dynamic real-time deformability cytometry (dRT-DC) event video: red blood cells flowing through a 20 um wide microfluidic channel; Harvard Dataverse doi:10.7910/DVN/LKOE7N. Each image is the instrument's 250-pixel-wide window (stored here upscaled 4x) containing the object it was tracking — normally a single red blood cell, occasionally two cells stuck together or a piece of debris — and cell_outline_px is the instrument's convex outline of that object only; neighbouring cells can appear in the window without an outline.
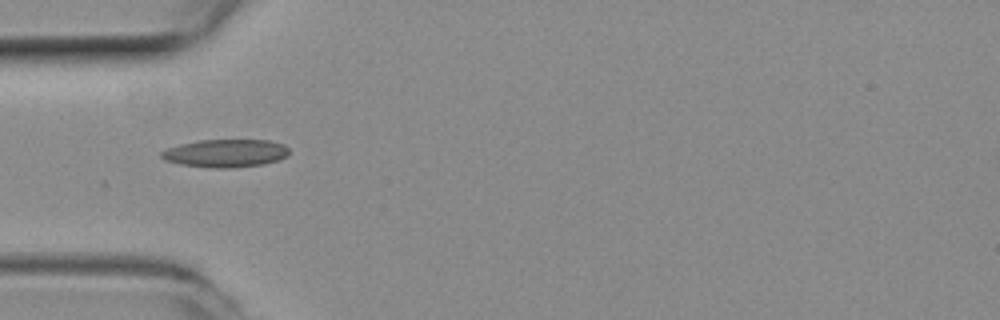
{"species": "common noctule bat (a hibernating species)", "species_latin": "Nyctalus noctula", "temperature_condition": "room temperature", "stored_images_in_passage": 37, "camera_frame_rate_fps": 3000, "um_per_image_px": 0.085, "animal": {"sex": "female", "body_mass_g": 19.3, "forearm_length_mm": 54.1}, "frame": {"image": 1, "passage_image": 1, "time_ms": 0.0, "image_size_px": [1000, 320], "cell_outline_px": [[288, 156], [280, 160], [264, 164], [232, 168], [208, 168], [180, 164], [164, 160], [160, 156], [160, 152], [168, 148], [180, 144], [200, 140], [268, 140], [284, 144], [288, 148]], "centroid_in_image_um": [19.18, 13.03], "position_along_channel_um": 65.8, "area_um2": 20.98}}
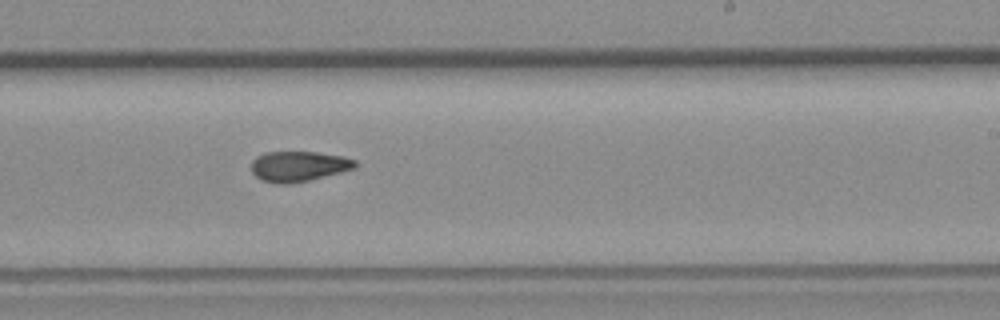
{"frame": {"image": 2, "passage_image": 16, "time_ms": 5.0, "image_size_px": [1000, 320], "cell_outline_px": [[356, 168], [308, 180], [288, 184], [276, 184], [260, 180], [252, 172], [252, 160], [256, 156], [264, 152], [316, 152], [344, 156], [356, 160]], "centroid_in_image_um": [25.36, 14.13], "position_along_channel_um": 263.6, "area_um2": 18.38}}
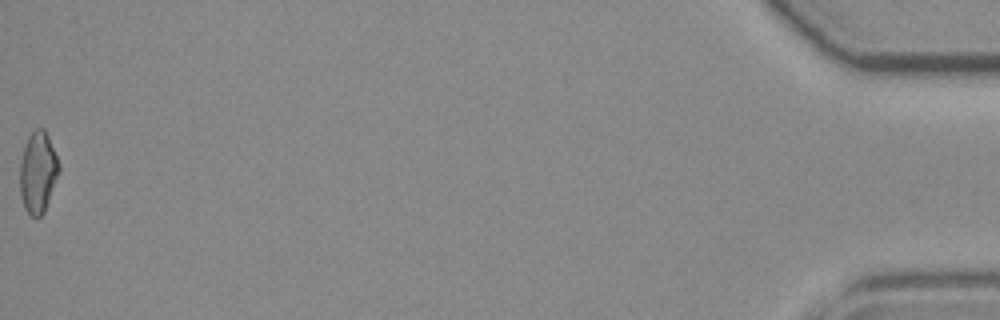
{"frame": {"image": 3, "passage_image": 37, "time_ms": 12.0, "image_size_px": [1000, 320], "cell_outline_px": [[60, 168], [44, 212], [40, 216], [32, 216], [24, 208], [20, 192], [20, 164], [24, 148], [28, 136], [36, 128], [44, 128], [48, 136], [60, 164]], "centroid_in_image_um": [3.22, 14.62], "position_along_channel_um": 432.0, "area_um2": 18.21}, "authors_computed_cell_mechanics": {"area_um2": 18.2648, "velocity_mm_per_s": 3.9564, "shape_relaxation_time_tau1_ms": null, "shape_relaxation_time_tau2_ms": 2.9892, "deformation_change_tau1": null, "deformation_change_tau2": 0.101}}